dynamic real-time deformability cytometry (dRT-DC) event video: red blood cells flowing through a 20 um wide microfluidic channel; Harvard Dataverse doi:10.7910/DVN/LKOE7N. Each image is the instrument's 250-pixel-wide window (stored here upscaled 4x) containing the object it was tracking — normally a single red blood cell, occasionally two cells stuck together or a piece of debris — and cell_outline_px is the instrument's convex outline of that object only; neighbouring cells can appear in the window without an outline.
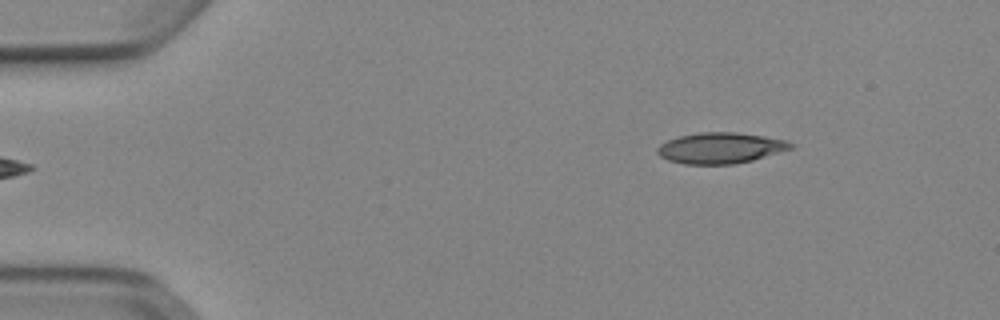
{"species": "Egyptian fruit bat (a non-hibernating species)", "species_latin": "Rousettus aegyptiacus", "temperature_condition": "cold", "stored_images_in_passage": 45, "camera_frame_rate_fps": 3000, "um_per_image_px": 0.085, "animal": {"sex": "female"}, "frame": {"image": 1, "passage_image": 1, "time_ms": 0.0, "image_size_px": [1000, 320], "cell_outline_px": [[796, 148], [752, 160], [736, 164], [684, 164], [668, 160], [660, 156], [656, 152], [656, 148], [660, 144], [668, 140], [680, 136], [700, 132], [736, 132], [764, 136], [788, 140], [796, 144]], "centroid_in_image_um": [61.29, 12.58], "position_along_channel_um": 23.7, "area_um2": 24.28}}
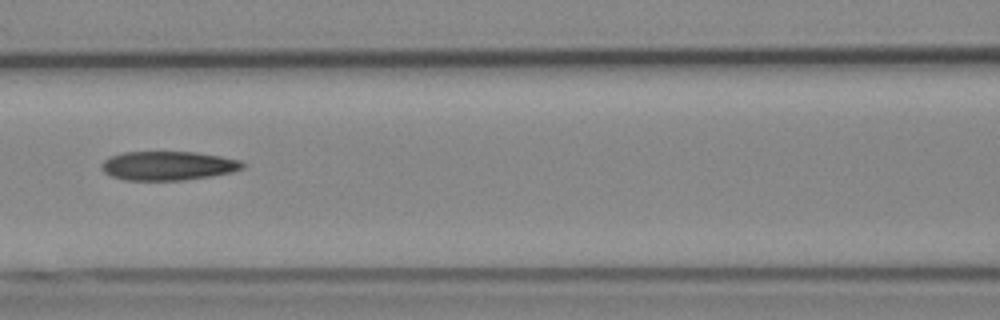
{"frame": {"image": 2, "passage_image": 17, "time_ms": 5.333, "image_size_px": [1000, 320], "cell_outline_px": [[244, 168], [232, 172], [212, 176], [184, 180], [124, 180], [112, 176], [104, 172], [104, 160], [108, 156], [124, 152], [196, 152], [220, 156], [240, 160], [244, 164]], "centroid_in_image_um": [14.31, 14.08], "position_along_channel_um": 152.3, "area_um2": 23.76}}
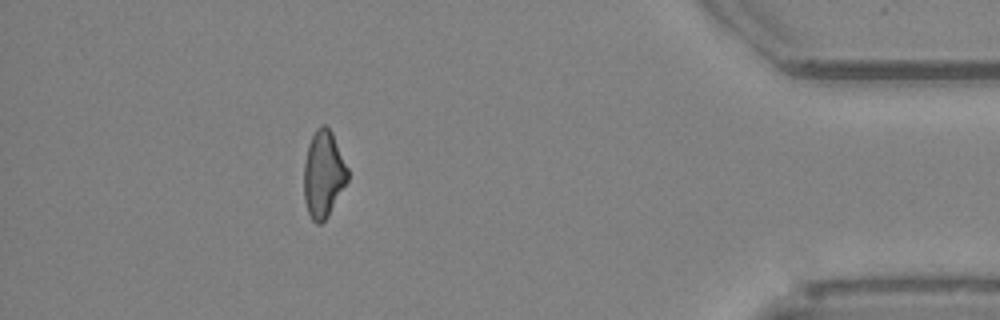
{"frame": {"image": 3, "passage_image": 40, "time_ms": 13.0, "image_size_px": [1000, 320], "cell_outline_px": [[348, 180], [328, 216], [320, 224], [316, 224], [312, 220], [308, 212], [304, 200], [304, 164], [308, 144], [316, 128], [320, 124], [324, 124], [332, 132], [348, 168]], "centroid_in_image_um": [27.48, 14.8], "position_along_channel_um": 407.7, "area_um2": 22.14}, "authors_computed_cell_mechanics": {"area_um2": 23.5824, "velocity_mm_per_s": 3.9376, "shape_relaxation_time_tau1_ms": null, "shape_relaxation_time_tau2_ms": 11.0126, "deformation_change_tau1": null, "deformation_change_tau2": 0.2548}}